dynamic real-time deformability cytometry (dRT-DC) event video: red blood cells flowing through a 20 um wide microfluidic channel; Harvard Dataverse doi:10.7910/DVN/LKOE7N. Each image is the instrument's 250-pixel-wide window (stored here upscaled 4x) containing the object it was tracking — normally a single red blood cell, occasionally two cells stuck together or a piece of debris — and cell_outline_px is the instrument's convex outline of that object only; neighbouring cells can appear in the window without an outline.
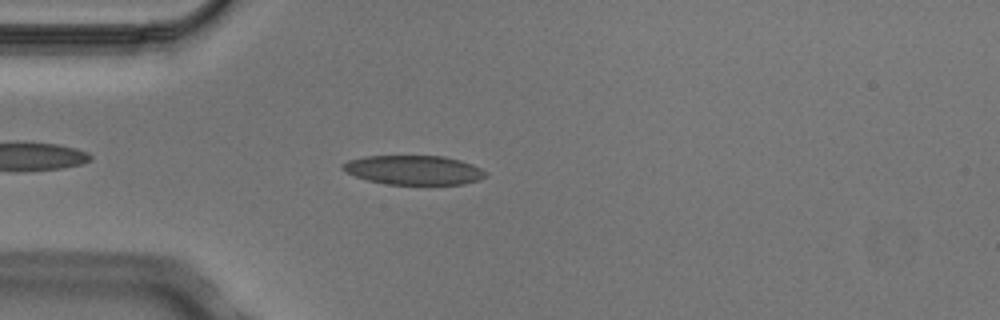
{"species": "Egyptian fruit bat (a non-hibernating species)", "species_latin": "Rousettus aegyptiacus", "temperature_condition": "cold", "stored_images_in_passage": 4, "camera_frame_rate_fps": 3000, "um_per_image_px": 0.085, "animal": {"sex": "male"}, "frame": {"image": 1, "passage_image": 4, "time_ms": 1.0, "image_size_px": [1000, 320], "cell_outline_px": [[488, 176], [480, 180], [464, 184], [384, 184], [368, 180], [356, 176], [340, 168], [348, 160], [364, 156], [444, 156], [460, 160], [472, 164], [488, 172]], "centroid_in_image_um": [35.22, 14.45], "position_along_channel_um": 49.8, "area_um2": 24.39}}